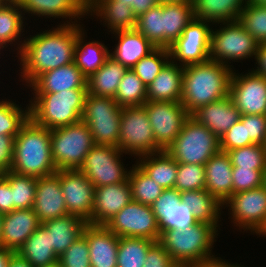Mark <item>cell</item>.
Listing matches in <instances>:
<instances>
[{
  "instance_id": "obj_26",
  "label": "cell",
  "mask_w": 266,
  "mask_h": 267,
  "mask_svg": "<svg viewBox=\"0 0 266 267\" xmlns=\"http://www.w3.org/2000/svg\"><path fill=\"white\" fill-rule=\"evenodd\" d=\"M111 34H114L119 40L114 51L110 53V57L128 69H132L143 57L148 56L156 49L136 29L117 30Z\"/></svg>"
},
{
  "instance_id": "obj_15",
  "label": "cell",
  "mask_w": 266,
  "mask_h": 267,
  "mask_svg": "<svg viewBox=\"0 0 266 267\" xmlns=\"http://www.w3.org/2000/svg\"><path fill=\"white\" fill-rule=\"evenodd\" d=\"M210 23L194 18L169 48L170 59L181 66L210 60Z\"/></svg>"
},
{
  "instance_id": "obj_45",
  "label": "cell",
  "mask_w": 266,
  "mask_h": 267,
  "mask_svg": "<svg viewBox=\"0 0 266 267\" xmlns=\"http://www.w3.org/2000/svg\"><path fill=\"white\" fill-rule=\"evenodd\" d=\"M169 60V49L156 48L148 56L143 57L136 63L132 70L142 80L145 86L148 87Z\"/></svg>"
},
{
  "instance_id": "obj_18",
  "label": "cell",
  "mask_w": 266,
  "mask_h": 267,
  "mask_svg": "<svg viewBox=\"0 0 266 267\" xmlns=\"http://www.w3.org/2000/svg\"><path fill=\"white\" fill-rule=\"evenodd\" d=\"M33 210L41 224L68 214L60 186V170L37 178Z\"/></svg>"
},
{
  "instance_id": "obj_66",
  "label": "cell",
  "mask_w": 266,
  "mask_h": 267,
  "mask_svg": "<svg viewBox=\"0 0 266 267\" xmlns=\"http://www.w3.org/2000/svg\"><path fill=\"white\" fill-rule=\"evenodd\" d=\"M41 267H61L59 262L56 261L54 263H51V264H48V265H45V266H41Z\"/></svg>"
},
{
  "instance_id": "obj_62",
  "label": "cell",
  "mask_w": 266,
  "mask_h": 267,
  "mask_svg": "<svg viewBox=\"0 0 266 267\" xmlns=\"http://www.w3.org/2000/svg\"><path fill=\"white\" fill-rule=\"evenodd\" d=\"M121 3H125L130 6L134 12V14L138 17V0H118Z\"/></svg>"
},
{
  "instance_id": "obj_25",
  "label": "cell",
  "mask_w": 266,
  "mask_h": 267,
  "mask_svg": "<svg viewBox=\"0 0 266 267\" xmlns=\"http://www.w3.org/2000/svg\"><path fill=\"white\" fill-rule=\"evenodd\" d=\"M204 166L205 190L223 204L233 194V166L228 153L220 150Z\"/></svg>"
},
{
  "instance_id": "obj_68",
  "label": "cell",
  "mask_w": 266,
  "mask_h": 267,
  "mask_svg": "<svg viewBox=\"0 0 266 267\" xmlns=\"http://www.w3.org/2000/svg\"><path fill=\"white\" fill-rule=\"evenodd\" d=\"M87 5H89L93 0H84Z\"/></svg>"
},
{
  "instance_id": "obj_21",
  "label": "cell",
  "mask_w": 266,
  "mask_h": 267,
  "mask_svg": "<svg viewBox=\"0 0 266 267\" xmlns=\"http://www.w3.org/2000/svg\"><path fill=\"white\" fill-rule=\"evenodd\" d=\"M40 225L33 208L5 213L2 220V246L17 253Z\"/></svg>"
},
{
  "instance_id": "obj_42",
  "label": "cell",
  "mask_w": 266,
  "mask_h": 267,
  "mask_svg": "<svg viewBox=\"0 0 266 267\" xmlns=\"http://www.w3.org/2000/svg\"><path fill=\"white\" fill-rule=\"evenodd\" d=\"M8 100H0V134L16 137L30 118V105L22 109L21 105Z\"/></svg>"
},
{
  "instance_id": "obj_49",
  "label": "cell",
  "mask_w": 266,
  "mask_h": 267,
  "mask_svg": "<svg viewBox=\"0 0 266 267\" xmlns=\"http://www.w3.org/2000/svg\"><path fill=\"white\" fill-rule=\"evenodd\" d=\"M265 169L233 167V194L263 185Z\"/></svg>"
},
{
  "instance_id": "obj_17",
  "label": "cell",
  "mask_w": 266,
  "mask_h": 267,
  "mask_svg": "<svg viewBox=\"0 0 266 267\" xmlns=\"http://www.w3.org/2000/svg\"><path fill=\"white\" fill-rule=\"evenodd\" d=\"M60 186L68 214L91 224L95 187L79 170H60Z\"/></svg>"
},
{
  "instance_id": "obj_30",
  "label": "cell",
  "mask_w": 266,
  "mask_h": 267,
  "mask_svg": "<svg viewBox=\"0 0 266 267\" xmlns=\"http://www.w3.org/2000/svg\"><path fill=\"white\" fill-rule=\"evenodd\" d=\"M248 0H193V16L217 25L236 21Z\"/></svg>"
},
{
  "instance_id": "obj_24",
  "label": "cell",
  "mask_w": 266,
  "mask_h": 267,
  "mask_svg": "<svg viewBox=\"0 0 266 267\" xmlns=\"http://www.w3.org/2000/svg\"><path fill=\"white\" fill-rule=\"evenodd\" d=\"M87 78L75 62L39 75L28 87L34 93H58L70 89H87Z\"/></svg>"
},
{
  "instance_id": "obj_10",
  "label": "cell",
  "mask_w": 266,
  "mask_h": 267,
  "mask_svg": "<svg viewBox=\"0 0 266 267\" xmlns=\"http://www.w3.org/2000/svg\"><path fill=\"white\" fill-rule=\"evenodd\" d=\"M118 148L134 157L162 150L155 142L144 105L122 107Z\"/></svg>"
},
{
  "instance_id": "obj_3",
  "label": "cell",
  "mask_w": 266,
  "mask_h": 267,
  "mask_svg": "<svg viewBox=\"0 0 266 267\" xmlns=\"http://www.w3.org/2000/svg\"><path fill=\"white\" fill-rule=\"evenodd\" d=\"M233 69L208 60L184 66L181 103L191 115L199 107L229 95Z\"/></svg>"
},
{
  "instance_id": "obj_65",
  "label": "cell",
  "mask_w": 266,
  "mask_h": 267,
  "mask_svg": "<svg viewBox=\"0 0 266 267\" xmlns=\"http://www.w3.org/2000/svg\"><path fill=\"white\" fill-rule=\"evenodd\" d=\"M3 215L0 213V247L2 246V220H3Z\"/></svg>"
},
{
  "instance_id": "obj_16",
  "label": "cell",
  "mask_w": 266,
  "mask_h": 267,
  "mask_svg": "<svg viewBox=\"0 0 266 267\" xmlns=\"http://www.w3.org/2000/svg\"><path fill=\"white\" fill-rule=\"evenodd\" d=\"M233 70L229 96L240 115H266V77L252 69L245 74Z\"/></svg>"
},
{
  "instance_id": "obj_36",
  "label": "cell",
  "mask_w": 266,
  "mask_h": 267,
  "mask_svg": "<svg viewBox=\"0 0 266 267\" xmlns=\"http://www.w3.org/2000/svg\"><path fill=\"white\" fill-rule=\"evenodd\" d=\"M85 33L82 30L77 36L74 62L81 73L88 78L96 72L110 57L108 47L99 41L85 42Z\"/></svg>"
},
{
  "instance_id": "obj_37",
  "label": "cell",
  "mask_w": 266,
  "mask_h": 267,
  "mask_svg": "<svg viewBox=\"0 0 266 267\" xmlns=\"http://www.w3.org/2000/svg\"><path fill=\"white\" fill-rule=\"evenodd\" d=\"M17 253L33 267L54 263L59 257L50 246V234L42 224L29 236Z\"/></svg>"
},
{
  "instance_id": "obj_31",
  "label": "cell",
  "mask_w": 266,
  "mask_h": 267,
  "mask_svg": "<svg viewBox=\"0 0 266 267\" xmlns=\"http://www.w3.org/2000/svg\"><path fill=\"white\" fill-rule=\"evenodd\" d=\"M137 158L136 164L162 188H174L177 162L166 150L144 154Z\"/></svg>"
},
{
  "instance_id": "obj_55",
  "label": "cell",
  "mask_w": 266,
  "mask_h": 267,
  "mask_svg": "<svg viewBox=\"0 0 266 267\" xmlns=\"http://www.w3.org/2000/svg\"><path fill=\"white\" fill-rule=\"evenodd\" d=\"M14 136L0 134V172L11 170L13 163Z\"/></svg>"
},
{
  "instance_id": "obj_61",
  "label": "cell",
  "mask_w": 266,
  "mask_h": 267,
  "mask_svg": "<svg viewBox=\"0 0 266 267\" xmlns=\"http://www.w3.org/2000/svg\"><path fill=\"white\" fill-rule=\"evenodd\" d=\"M206 267H243V265L240 266V264L238 265V263L237 264H234V263L232 264L230 262L228 263V262L224 261L222 258H219L216 261L210 263Z\"/></svg>"
},
{
  "instance_id": "obj_28",
  "label": "cell",
  "mask_w": 266,
  "mask_h": 267,
  "mask_svg": "<svg viewBox=\"0 0 266 267\" xmlns=\"http://www.w3.org/2000/svg\"><path fill=\"white\" fill-rule=\"evenodd\" d=\"M91 13V14H90ZM99 17L103 20V26L111 29L109 32L117 30L135 29L137 16L132 8L118 0H93L88 5V16Z\"/></svg>"
},
{
  "instance_id": "obj_63",
  "label": "cell",
  "mask_w": 266,
  "mask_h": 267,
  "mask_svg": "<svg viewBox=\"0 0 266 267\" xmlns=\"http://www.w3.org/2000/svg\"><path fill=\"white\" fill-rule=\"evenodd\" d=\"M160 3H193V0H159Z\"/></svg>"
},
{
  "instance_id": "obj_11",
  "label": "cell",
  "mask_w": 266,
  "mask_h": 267,
  "mask_svg": "<svg viewBox=\"0 0 266 267\" xmlns=\"http://www.w3.org/2000/svg\"><path fill=\"white\" fill-rule=\"evenodd\" d=\"M229 207L230 219L234 226L258 234L266 228V187L264 185L251 190L232 194L223 204Z\"/></svg>"
},
{
  "instance_id": "obj_50",
  "label": "cell",
  "mask_w": 266,
  "mask_h": 267,
  "mask_svg": "<svg viewBox=\"0 0 266 267\" xmlns=\"http://www.w3.org/2000/svg\"><path fill=\"white\" fill-rule=\"evenodd\" d=\"M180 202V192L175 188H169L164 189L162 194L151 205L152 211L159 224V228H161L168 221L170 211Z\"/></svg>"
},
{
  "instance_id": "obj_35",
  "label": "cell",
  "mask_w": 266,
  "mask_h": 267,
  "mask_svg": "<svg viewBox=\"0 0 266 267\" xmlns=\"http://www.w3.org/2000/svg\"><path fill=\"white\" fill-rule=\"evenodd\" d=\"M181 202L187 204L198 222H207L220 229L222 203L205 189L180 193Z\"/></svg>"
},
{
  "instance_id": "obj_38",
  "label": "cell",
  "mask_w": 266,
  "mask_h": 267,
  "mask_svg": "<svg viewBox=\"0 0 266 267\" xmlns=\"http://www.w3.org/2000/svg\"><path fill=\"white\" fill-rule=\"evenodd\" d=\"M155 242L146 238L119 237L117 267H142Z\"/></svg>"
},
{
  "instance_id": "obj_33",
  "label": "cell",
  "mask_w": 266,
  "mask_h": 267,
  "mask_svg": "<svg viewBox=\"0 0 266 267\" xmlns=\"http://www.w3.org/2000/svg\"><path fill=\"white\" fill-rule=\"evenodd\" d=\"M24 19L26 18L23 11L15 0H4L0 4V45L5 49L16 43L17 55L20 54L24 45V40L18 41L22 39L20 37L24 32Z\"/></svg>"
},
{
  "instance_id": "obj_58",
  "label": "cell",
  "mask_w": 266,
  "mask_h": 267,
  "mask_svg": "<svg viewBox=\"0 0 266 267\" xmlns=\"http://www.w3.org/2000/svg\"><path fill=\"white\" fill-rule=\"evenodd\" d=\"M160 4L159 0H138V16Z\"/></svg>"
},
{
  "instance_id": "obj_1",
  "label": "cell",
  "mask_w": 266,
  "mask_h": 267,
  "mask_svg": "<svg viewBox=\"0 0 266 267\" xmlns=\"http://www.w3.org/2000/svg\"><path fill=\"white\" fill-rule=\"evenodd\" d=\"M80 23L63 25L39 32L24 39L17 56L22 81L29 86L39 75L74 62L78 34L84 29Z\"/></svg>"
},
{
  "instance_id": "obj_7",
  "label": "cell",
  "mask_w": 266,
  "mask_h": 267,
  "mask_svg": "<svg viewBox=\"0 0 266 267\" xmlns=\"http://www.w3.org/2000/svg\"><path fill=\"white\" fill-rule=\"evenodd\" d=\"M94 145L93 136L82 120L51 129L52 158L57 170L80 169Z\"/></svg>"
},
{
  "instance_id": "obj_52",
  "label": "cell",
  "mask_w": 266,
  "mask_h": 267,
  "mask_svg": "<svg viewBox=\"0 0 266 267\" xmlns=\"http://www.w3.org/2000/svg\"><path fill=\"white\" fill-rule=\"evenodd\" d=\"M197 222L189 206L180 202L170 211L168 221L160 228V231L163 232L170 229L184 230Z\"/></svg>"
},
{
  "instance_id": "obj_60",
  "label": "cell",
  "mask_w": 266,
  "mask_h": 267,
  "mask_svg": "<svg viewBox=\"0 0 266 267\" xmlns=\"http://www.w3.org/2000/svg\"><path fill=\"white\" fill-rule=\"evenodd\" d=\"M15 252L4 248L3 246L0 247V267H7L12 255Z\"/></svg>"
},
{
  "instance_id": "obj_4",
  "label": "cell",
  "mask_w": 266,
  "mask_h": 267,
  "mask_svg": "<svg viewBox=\"0 0 266 267\" xmlns=\"http://www.w3.org/2000/svg\"><path fill=\"white\" fill-rule=\"evenodd\" d=\"M11 171L35 178L57 172L52 158L51 130L28 119L14 139Z\"/></svg>"
},
{
  "instance_id": "obj_67",
  "label": "cell",
  "mask_w": 266,
  "mask_h": 267,
  "mask_svg": "<svg viewBox=\"0 0 266 267\" xmlns=\"http://www.w3.org/2000/svg\"><path fill=\"white\" fill-rule=\"evenodd\" d=\"M263 185L266 187V168L264 171Z\"/></svg>"
},
{
  "instance_id": "obj_14",
  "label": "cell",
  "mask_w": 266,
  "mask_h": 267,
  "mask_svg": "<svg viewBox=\"0 0 266 267\" xmlns=\"http://www.w3.org/2000/svg\"><path fill=\"white\" fill-rule=\"evenodd\" d=\"M156 144L166 150L181 132L190 114L181 102L149 101L144 104Z\"/></svg>"
},
{
  "instance_id": "obj_47",
  "label": "cell",
  "mask_w": 266,
  "mask_h": 267,
  "mask_svg": "<svg viewBox=\"0 0 266 267\" xmlns=\"http://www.w3.org/2000/svg\"><path fill=\"white\" fill-rule=\"evenodd\" d=\"M174 188L180 193L205 189V166L194 163H177Z\"/></svg>"
},
{
  "instance_id": "obj_23",
  "label": "cell",
  "mask_w": 266,
  "mask_h": 267,
  "mask_svg": "<svg viewBox=\"0 0 266 267\" xmlns=\"http://www.w3.org/2000/svg\"><path fill=\"white\" fill-rule=\"evenodd\" d=\"M191 116L220 139L240 119V112L228 95L199 107Z\"/></svg>"
},
{
  "instance_id": "obj_39",
  "label": "cell",
  "mask_w": 266,
  "mask_h": 267,
  "mask_svg": "<svg viewBox=\"0 0 266 267\" xmlns=\"http://www.w3.org/2000/svg\"><path fill=\"white\" fill-rule=\"evenodd\" d=\"M128 181L131 187L132 200L147 206H151L164 191V188L137 164L129 170Z\"/></svg>"
},
{
  "instance_id": "obj_32",
  "label": "cell",
  "mask_w": 266,
  "mask_h": 267,
  "mask_svg": "<svg viewBox=\"0 0 266 267\" xmlns=\"http://www.w3.org/2000/svg\"><path fill=\"white\" fill-rule=\"evenodd\" d=\"M127 70L126 66L109 57L105 64L87 78V93L114 98Z\"/></svg>"
},
{
  "instance_id": "obj_57",
  "label": "cell",
  "mask_w": 266,
  "mask_h": 267,
  "mask_svg": "<svg viewBox=\"0 0 266 267\" xmlns=\"http://www.w3.org/2000/svg\"><path fill=\"white\" fill-rule=\"evenodd\" d=\"M255 62L258 66L253 71L256 74L266 77V43H261L258 46Z\"/></svg>"
},
{
  "instance_id": "obj_53",
  "label": "cell",
  "mask_w": 266,
  "mask_h": 267,
  "mask_svg": "<svg viewBox=\"0 0 266 267\" xmlns=\"http://www.w3.org/2000/svg\"><path fill=\"white\" fill-rule=\"evenodd\" d=\"M239 120L246 123L247 137L254 144L266 145V115H240Z\"/></svg>"
},
{
  "instance_id": "obj_20",
  "label": "cell",
  "mask_w": 266,
  "mask_h": 267,
  "mask_svg": "<svg viewBox=\"0 0 266 267\" xmlns=\"http://www.w3.org/2000/svg\"><path fill=\"white\" fill-rule=\"evenodd\" d=\"M23 14L37 15L45 18H61L66 20L63 25L76 24L77 19L88 16V5L84 0H15ZM71 18V19H70ZM75 21H72L73 19ZM71 21V22H70ZM67 22V23H66Z\"/></svg>"
},
{
  "instance_id": "obj_6",
  "label": "cell",
  "mask_w": 266,
  "mask_h": 267,
  "mask_svg": "<svg viewBox=\"0 0 266 267\" xmlns=\"http://www.w3.org/2000/svg\"><path fill=\"white\" fill-rule=\"evenodd\" d=\"M220 149V139L191 115L166 149L177 163L205 165Z\"/></svg>"
},
{
  "instance_id": "obj_13",
  "label": "cell",
  "mask_w": 266,
  "mask_h": 267,
  "mask_svg": "<svg viewBox=\"0 0 266 267\" xmlns=\"http://www.w3.org/2000/svg\"><path fill=\"white\" fill-rule=\"evenodd\" d=\"M118 237H137L159 241L160 228L151 206L131 200L105 225Z\"/></svg>"
},
{
  "instance_id": "obj_59",
  "label": "cell",
  "mask_w": 266,
  "mask_h": 267,
  "mask_svg": "<svg viewBox=\"0 0 266 267\" xmlns=\"http://www.w3.org/2000/svg\"><path fill=\"white\" fill-rule=\"evenodd\" d=\"M7 267H33L29 261L14 253Z\"/></svg>"
},
{
  "instance_id": "obj_43",
  "label": "cell",
  "mask_w": 266,
  "mask_h": 267,
  "mask_svg": "<svg viewBox=\"0 0 266 267\" xmlns=\"http://www.w3.org/2000/svg\"><path fill=\"white\" fill-rule=\"evenodd\" d=\"M135 29L156 48H163V3L138 16Z\"/></svg>"
},
{
  "instance_id": "obj_51",
  "label": "cell",
  "mask_w": 266,
  "mask_h": 267,
  "mask_svg": "<svg viewBox=\"0 0 266 267\" xmlns=\"http://www.w3.org/2000/svg\"><path fill=\"white\" fill-rule=\"evenodd\" d=\"M252 144L254 143L250 137H247L246 123H242L240 120L220 138V149L224 152Z\"/></svg>"
},
{
  "instance_id": "obj_41",
  "label": "cell",
  "mask_w": 266,
  "mask_h": 267,
  "mask_svg": "<svg viewBox=\"0 0 266 267\" xmlns=\"http://www.w3.org/2000/svg\"><path fill=\"white\" fill-rule=\"evenodd\" d=\"M114 100L120 107L140 106L147 102V87L132 69L122 77Z\"/></svg>"
},
{
  "instance_id": "obj_5",
  "label": "cell",
  "mask_w": 266,
  "mask_h": 267,
  "mask_svg": "<svg viewBox=\"0 0 266 267\" xmlns=\"http://www.w3.org/2000/svg\"><path fill=\"white\" fill-rule=\"evenodd\" d=\"M87 89L58 93H35L30 100V118L49 130L81 121Z\"/></svg>"
},
{
  "instance_id": "obj_54",
  "label": "cell",
  "mask_w": 266,
  "mask_h": 267,
  "mask_svg": "<svg viewBox=\"0 0 266 267\" xmlns=\"http://www.w3.org/2000/svg\"><path fill=\"white\" fill-rule=\"evenodd\" d=\"M142 267H179L163 246L156 241L150 248Z\"/></svg>"
},
{
  "instance_id": "obj_64",
  "label": "cell",
  "mask_w": 266,
  "mask_h": 267,
  "mask_svg": "<svg viewBox=\"0 0 266 267\" xmlns=\"http://www.w3.org/2000/svg\"><path fill=\"white\" fill-rule=\"evenodd\" d=\"M249 1L256 5L266 6V0H249Z\"/></svg>"
},
{
  "instance_id": "obj_19",
  "label": "cell",
  "mask_w": 266,
  "mask_h": 267,
  "mask_svg": "<svg viewBox=\"0 0 266 267\" xmlns=\"http://www.w3.org/2000/svg\"><path fill=\"white\" fill-rule=\"evenodd\" d=\"M131 200L128 179L123 183L95 187L91 225H106Z\"/></svg>"
},
{
  "instance_id": "obj_29",
  "label": "cell",
  "mask_w": 266,
  "mask_h": 267,
  "mask_svg": "<svg viewBox=\"0 0 266 267\" xmlns=\"http://www.w3.org/2000/svg\"><path fill=\"white\" fill-rule=\"evenodd\" d=\"M87 224L79 216L70 214L42 223L50 234V246L58 256L63 254L83 234Z\"/></svg>"
},
{
  "instance_id": "obj_2",
  "label": "cell",
  "mask_w": 266,
  "mask_h": 267,
  "mask_svg": "<svg viewBox=\"0 0 266 267\" xmlns=\"http://www.w3.org/2000/svg\"><path fill=\"white\" fill-rule=\"evenodd\" d=\"M218 232L213 224L197 222L184 230H164L158 242L179 267H206L220 258L212 254Z\"/></svg>"
},
{
  "instance_id": "obj_44",
  "label": "cell",
  "mask_w": 266,
  "mask_h": 267,
  "mask_svg": "<svg viewBox=\"0 0 266 267\" xmlns=\"http://www.w3.org/2000/svg\"><path fill=\"white\" fill-rule=\"evenodd\" d=\"M238 22L259 44L266 43V6L256 5L248 0Z\"/></svg>"
},
{
  "instance_id": "obj_48",
  "label": "cell",
  "mask_w": 266,
  "mask_h": 267,
  "mask_svg": "<svg viewBox=\"0 0 266 267\" xmlns=\"http://www.w3.org/2000/svg\"><path fill=\"white\" fill-rule=\"evenodd\" d=\"M58 262L61 267H91L87 239L81 235L58 257Z\"/></svg>"
},
{
  "instance_id": "obj_40",
  "label": "cell",
  "mask_w": 266,
  "mask_h": 267,
  "mask_svg": "<svg viewBox=\"0 0 266 267\" xmlns=\"http://www.w3.org/2000/svg\"><path fill=\"white\" fill-rule=\"evenodd\" d=\"M12 188V211L33 208L37 178L20 175L13 171L2 173Z\"/></svg>"
},
{
  "instance_id": "obj_46",
  "label": "cell",
  "mask_w": 266,
  "mask_h": 267,
  "mask_svg": "<svg viewBox=\"0 0 266 267\" xmlns=\"http://www.w3.org/2000/svg\"><path fill=\"white\" fill-rule=\"evenodd\" d=\"M233 167L265 169L266 145L252 144L227 152Z\"/></svg>"
},
{
  "instance_id": "obj_8",
  "label": "cell",
  "mask_w": 266,
  "mask_h": 267,
  "mask_svg": "<svg viewBox=\"0 0 266 267\" xmlns=\"http://www.w3.org/2000/svg\"><path fill=\"white\" fill-rule=\"evenodd\" d=\"M122 107L112 97L85 96L82 121L96 145L118 147Z\"/></svg>"
},
{
  "instance_id": "obj_27",
  "label": "cell",
  "mask_w": 266,
  "mask_h": 267,
  "mask_svg": "<svg viewBox=\"0 0 266 267\" xmlns=\"http://www.w3.org/2000/svg\"><path fill=\"white\" fill-rule=\"evenodd\" d=\"M184 66L171 59L161 69L158 76L147 87V102H180L183 86Z\"/></svg>"
},
{
  "instance_id": "obj_34",
  "label": "cell",
  "mask_w": 266,
  "mask_h": 267,
  "mask_svg": "<svg viewBox=\"0 0 266 267\" xmlns=\"http://www.w3.org/2000/svg\"><path fill=\"white\" fill-rule=\"evenodd\" d=\"M193 19L192 3H163V48L169 49Z\"/></svg>"
},
{
  "instance_id": "obj_56",
  "label": "cell",
  "mask_w": 266,
  "mask_h": 267,
  "mask_svg": "<svg viewBox=\"0 0 266 267\" xmlns=\"http://www.w3.org/2000/svg\"><path fill=\"white\" fill-rule=\"evenodd\" d=\"M12 211V188L9 182L0 176V213L5 214Z\"/></svg>"
},
{
  "instance_id": "obj_12",
  "label": "cell",
  "mask_w": 266,
  "mask_h": 267,
  "mask_svg": "<svg viewBox=\"0 0 266 267\" xmlns=\"http://www.w3.org/2000/svg\"><path fill=\"white\" fill-rule=\"evenodd\" d=\"M123 152L118 147L94 145L85 156L80 171L92 182L94 187L123 183L129 171L121 162Z\"/></svg>"
},
{
  "instance_id": "obj_9",
  "label": "cell",
  "mask_w": 266,
  "mask_h": 267,
  "mask_svg": "<svg viewBox=\"0 0 266 267\" xmlns=\"http://www.w3.org/2000/svg\"><path fill=\"white\" fill-rule=\"evenodd\" d=\"M219 27L215 31L211 29L210 60L232 68L231 60L238 62L253 56L256 58L259 43L238 20L221 22Z\"/></svg>"
},
{
  "instance_id": "obj_22",
  "label": "cell",
  "mask_w": 266,
  "mask_h": 267,
  "mask_svg": "<svg viewBox=\"0 0 266 267\" xmlns=\"http://www.w3.org/2000/svg\"><path fill=\"white\" fill-rule=\"evenodd\" d=\"M89 245L91 267H117L119 237L105 225L87 224L82 234Z\"/></svg>"
}]
</instances>
